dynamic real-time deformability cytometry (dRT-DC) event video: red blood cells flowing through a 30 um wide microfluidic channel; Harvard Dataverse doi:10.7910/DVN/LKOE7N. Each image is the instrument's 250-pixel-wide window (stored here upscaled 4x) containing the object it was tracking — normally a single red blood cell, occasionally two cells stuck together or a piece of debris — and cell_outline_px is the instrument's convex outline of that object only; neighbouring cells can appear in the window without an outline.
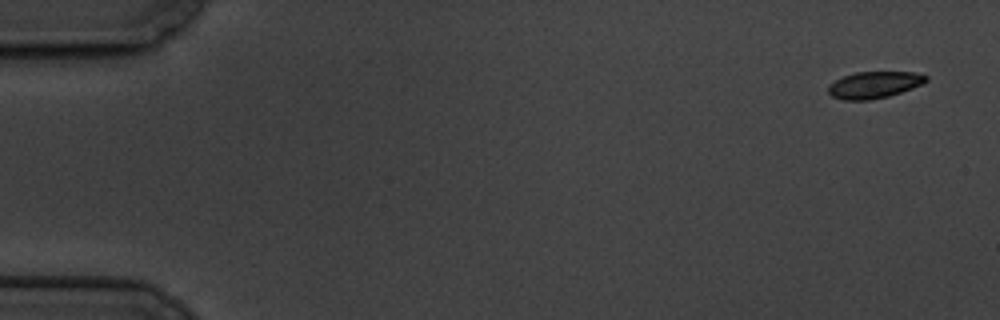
{"species": "common noctule bat (a hibernating species)", "species_latin": "Nyctalus noctula", "temperature_condition": "cold", "stored_images_in_passage": 10, "camera_frame_rate_fps": 3000, "um_per_image_px": 0.085, "animal": {"sex": "male", "body_mass_g": 19.5, "forearm_length_mm": 54.6}, "frame": {"image": 1, "passage_image": 1, "time_ms": 0.0, "image_size_px": [1000, 320], "cell_outline_px": [[928, 80], [912, 88], [888, 96], [868, 100], [844, 100], [832, 96], [828, 92], [828, 84], [844, 76], [856, 72], [916, 72], [928, 76]], "centroid_in_image_um": [74.29, 7.21], "position_along_channel_um": 10.7, "area_um2": 15.09}}
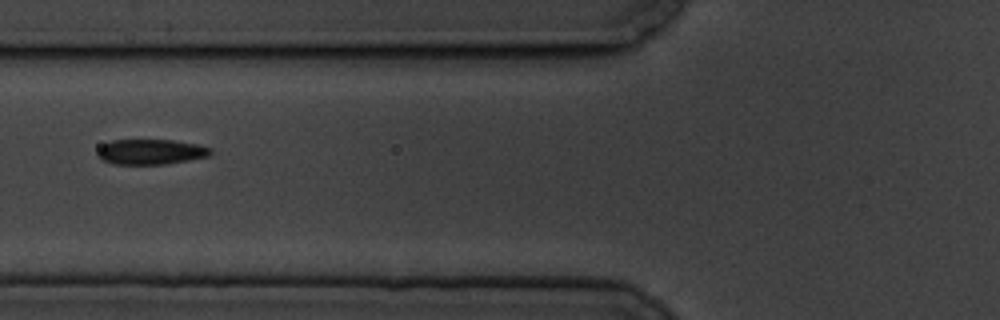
{"frame": {"image": 2, "passage_image": 7, "time_ms": 7.0, "image_size_px": [1000, 320], "cell_outline_px": [[212, 152], [208, 156], [188, 160], [164, 164], [112, 164], [96, 156], [96, 152], [104, 144], [112, 140], [172, 140], [200, 144], [212, 148]], "centroid_in_image_um": [12.83, 12.9], "position_along_channel_um": 113.0, "area_um2": 16.65}}
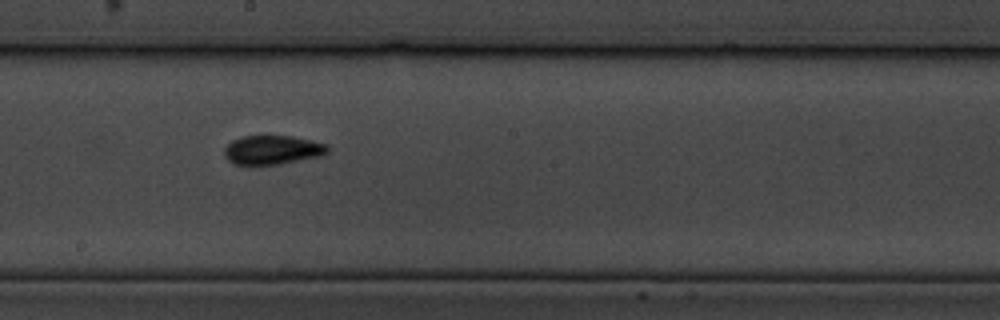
{"frame": {"image": 3, "passage_image": 10, "time_ms": 10.333, "image_size_px": [1000, 320], "cell_outline_px": [[328, 152], [320, 156], [280, 164], [256, 168], [248, 168], [232, 164], [224, 156], [224, 148], [232, 140], [240, 136], [292, 136], [312, 140], [328, 144]], "centroid_in_image_um": [23.08, 12.79], "position_along_channel_um": 225.1, "area_um2": 18.32}}